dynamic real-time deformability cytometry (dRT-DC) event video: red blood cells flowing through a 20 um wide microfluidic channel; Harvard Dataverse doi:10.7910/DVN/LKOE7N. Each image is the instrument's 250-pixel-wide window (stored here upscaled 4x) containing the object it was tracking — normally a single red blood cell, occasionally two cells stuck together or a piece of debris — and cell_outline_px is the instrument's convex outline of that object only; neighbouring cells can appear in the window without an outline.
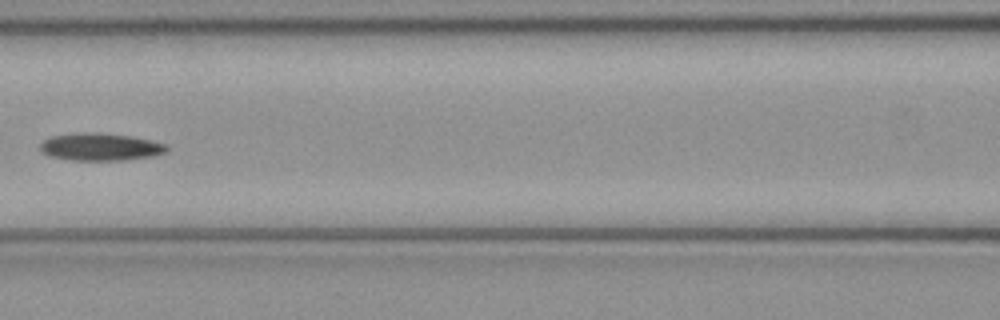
{"species": "common noctule bat (a hibernating species)", "species_latin": "Nyctalus noctula", "temperature_condition": "cold", "stored_images_in_passage": 6, "camera_frame_rate_fps": 3000, "um_per_image_px": 0.085, "animal": {"sex": "female", "body_mass_g": 21.9}, "frame": {"image": 1, "passage_image": 6, "time_ms": 1.667, "image_size_px": [1000, 320], "cell_outline_px": [[168, 152], [156, 156], [124, 160], [72, 160], [52, 156], [40, 152], [40, 144], [44, 140], [52, 136], [72, 132], [100, 132], [132, 136], [152, 140], [168, 144]], "centroid_in_image_um": [8.58, 12.47], "position_along_channel_um": 158.0, "area_um2": 20.69}}